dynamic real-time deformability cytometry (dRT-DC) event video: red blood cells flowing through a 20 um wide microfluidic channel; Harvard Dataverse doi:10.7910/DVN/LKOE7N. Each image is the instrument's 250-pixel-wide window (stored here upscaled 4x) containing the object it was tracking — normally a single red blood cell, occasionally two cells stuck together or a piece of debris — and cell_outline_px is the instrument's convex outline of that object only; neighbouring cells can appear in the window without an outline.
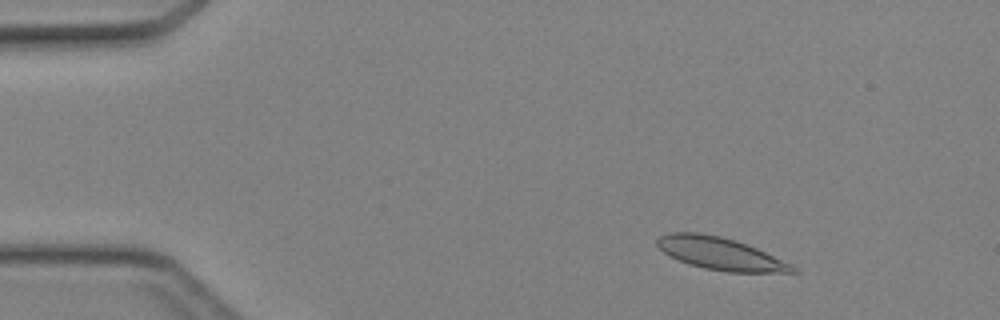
{"species": "Egyptian fruit bat (a non-hibernating species)", "species_latin": "Rousettus aegyptiacus", "temperature_condition": "cold", "stored_images_in_passage": 45, "camera_frame_rate_fps": 3000, "um_per_image_px": 0.085, "animal": {"sex": "female"}, "frame": {"image": 1, "passage_image": 6, "time_ms": 1.667, "image_size_px": [1000, 320], "cell_outline_px": [[800, 272], [728, 272], [704, 268], [688, 264], [664, 252], [656, 244], [656, 240], [660, 236], [672, 232], [700, 232], [720, 236], [736, 240], [756, 248], [792, 264]], "centroid_in_image_um": [61.23, 21.55], "position_along_channel_um": 23.8, "area_um2": 25.37}}
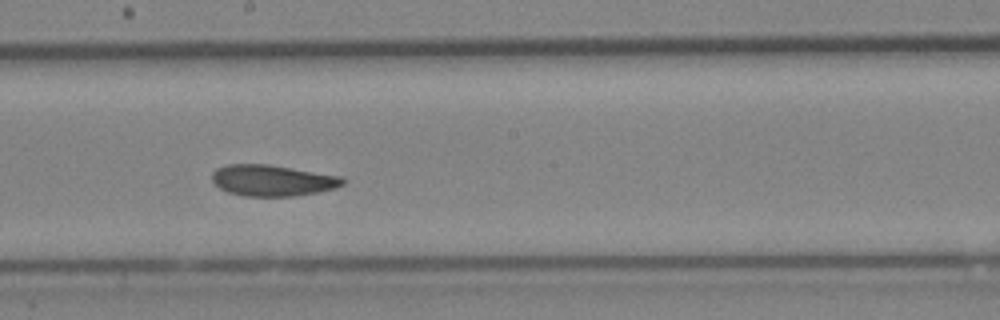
{"frame": {"image": 2, "passage_image": 25, "time_ms": 8.0, "image_size_px": [1000, 320], "cell_outline_px": [[344, 184], [336, 188], [316, 192], [292, 196], [244, 196], [228, 192], [220, 188], [212, 180], [212, 172], [216, 168], [228, 164], [268, 164], [344, 176]], "centroid_in_image_um": [23.17, 15.33], "position_along_channel_um": 225.0, "area_um2": 23.81}}
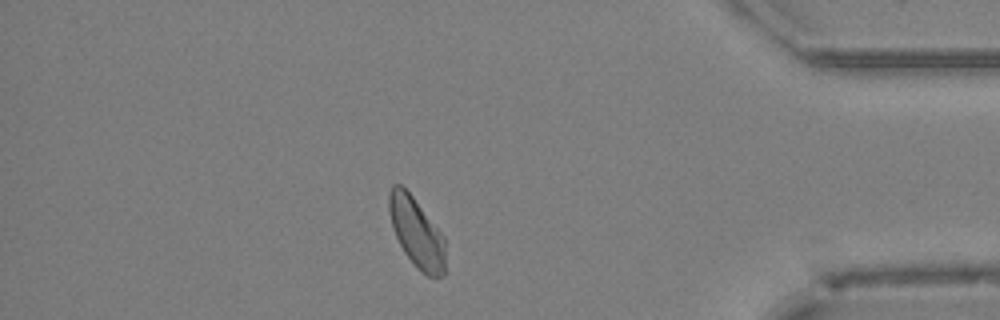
{"frame": {"image": 3, "passage_image": 39, "time_ms": 12.667, "image_size_px": [1000, 320], "cell_outline_px": [[444, 276], [428, 276], [420, 272], [416, 268], [404, 252], [392, 228], [388, 208], [388, 192], [392, 184], [400, 184], [412, 196], [444, 236]], "centroid_in_image_um": [35.38, 19.76], "position_along_channel_um": 399.8, "area_um2": 22.72}}